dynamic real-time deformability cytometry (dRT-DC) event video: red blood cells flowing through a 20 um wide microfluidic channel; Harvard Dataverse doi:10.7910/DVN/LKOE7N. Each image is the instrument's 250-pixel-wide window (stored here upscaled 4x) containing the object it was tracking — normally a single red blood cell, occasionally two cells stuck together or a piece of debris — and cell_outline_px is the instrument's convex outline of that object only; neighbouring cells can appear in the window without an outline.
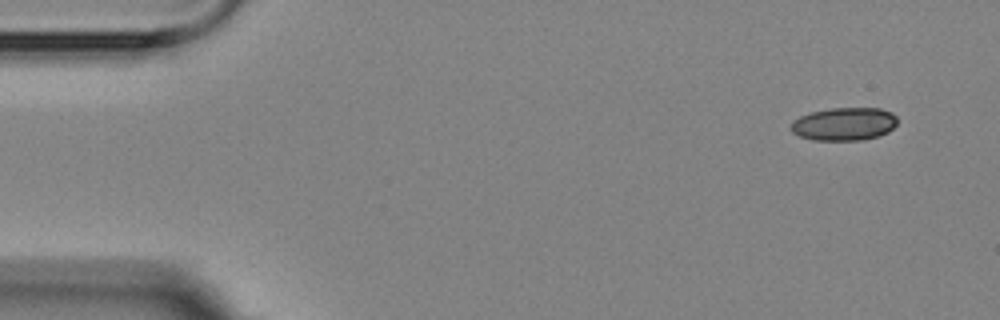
{"species": "Egyptian fruit bat (a non-hibernating species)", "species_latin": "Rousettus aegyptiacus", "temperature_condition": "room temperature", "stored_images_in_passage": 3, "camera_frame_rate_fps": 3000, "um_per_image_px": 0.085, "animal": {"sex": "female"}, "frame": {"image": 1, "passage_image": 1, "time_ms": 0.0, "image_size_px": [1000, 320], "cell_outline_px": [[896, 124], [888, 132], [864, 140], [812, 140], [800, 136], [792, 132], [792, 120], [800, 116], [812, 112], [832, 108], [880, 108], [892, 112], [896, 116]], "centroid_in_image_um": [71.76, 10.54], "position_along_channel_um": 13.2, "area_um2": 20.4}}